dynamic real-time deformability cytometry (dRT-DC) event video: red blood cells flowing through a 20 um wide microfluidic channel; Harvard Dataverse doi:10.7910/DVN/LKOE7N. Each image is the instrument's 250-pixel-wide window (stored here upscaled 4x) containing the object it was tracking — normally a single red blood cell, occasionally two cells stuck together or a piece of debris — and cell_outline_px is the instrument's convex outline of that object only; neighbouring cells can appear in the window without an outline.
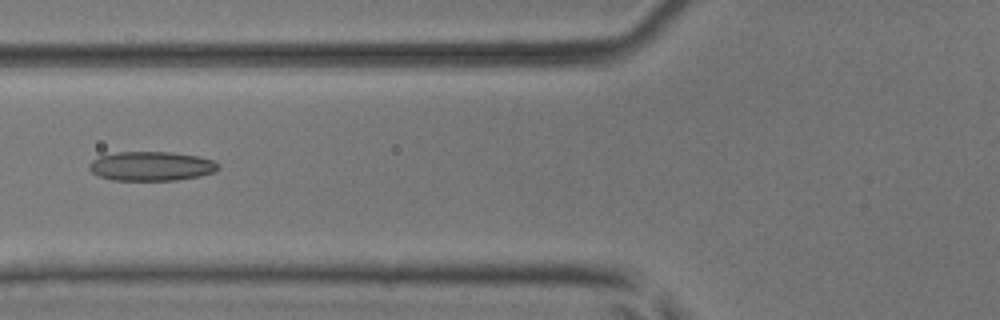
{"species": "common noctule bat (a hibernating species)", "species_latin": "Nyctalus noctula", "temperature_condition": "room temperature", "stored_images_in_passage": 4, "camera_frame_rate_fps": 3000, "um_per_image_px": 0.085, "animal": {"sex": "male", "body_mass_g": 17.9, "forearm_length_mm": 54.2}, "frame": {"image": 1, "passage_image": 4, "time_ms": 1.0, "image_size_px": [1000, 320], "cell_outline_px": [[220, 168], [212, 172], [200, 176], [176, 180], [112, 180], [100, 176], [92, 172], [88, 168], [88, 164], [92, 160], [100, 156], [116, 152], [172, 152], [196, 156], [212, 160]], "centroid_in_image_um": [12.82, 14.12], "position_along_channel_um": 113.0, "area_um2": 21.85}}